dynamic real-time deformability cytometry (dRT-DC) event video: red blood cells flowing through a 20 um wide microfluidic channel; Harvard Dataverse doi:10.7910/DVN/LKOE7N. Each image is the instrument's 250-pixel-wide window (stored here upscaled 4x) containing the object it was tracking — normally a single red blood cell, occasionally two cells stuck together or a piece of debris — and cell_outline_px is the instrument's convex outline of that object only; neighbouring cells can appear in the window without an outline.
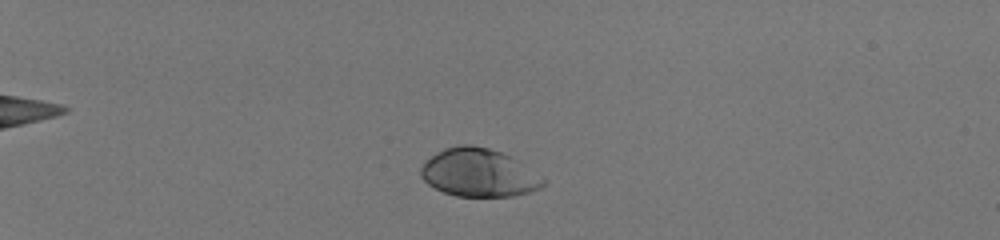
{"species": "human", "species_latin": "Homo sapiens", "temperature_condition": "room temperature", "stored_images_in_passage": 48, "camera_frame_rate_fps": 3000, "um_per_image_px": 0.085, "donor": {"sex": "male"}, "frame": {"image": 1, "passage_image": 10, "time_ms": 3.0, "image_size_px": [1000, 240], "cell_outline_px": [[544, 184], [528, 192], [512, 196], [456, 196], [444, 192], [428, 184], [420, 176], [420, 168], [436, 152], [444, 148], [460, 144], [472, 144], [488, 148], [500, 152], [508, 156], [544, 180]], "centroid_in_image_um": [40.6, 14.68], "position_along_channel_um": 44.4, "area_um2": 33.41}}
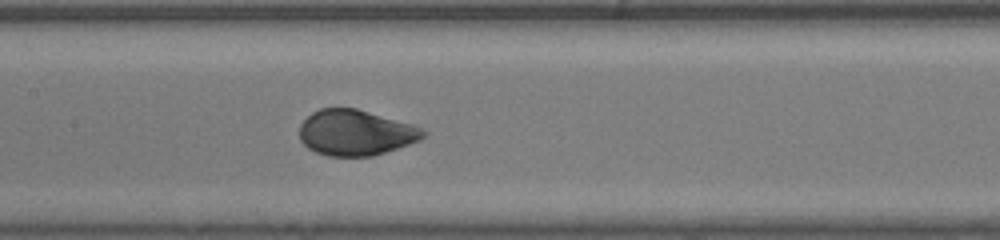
{"frame": {"image": 2, "passage_image": 26, "time_ms": 8.333, "image_size_px": [1000, 240], "cell_outline_px": [[428, 132], [420, 140], [372, 156], [328, 156], [316, 152], [308, 148], [300, 140], [300, 124], [312, 112], [320, 108], [356, 108], [412, 124], [424, 128]], "centroid_in_image_um": [30.23, 11.27], "position_along_channel_um": 177.2, "area_um2": 32.83}}
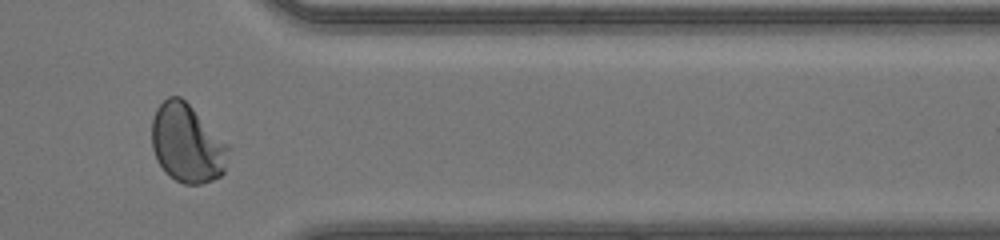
{"frame": {"image": 3, "passage_image": 42, "time_ms": 13.667, "image_size_px": [1000, 240], "cell_outline_px": [[228, 148], [224, 172], [220, 176], [212, 180], [200, 184], [184, 184], [176, 180], [164, 172], [156, 160], [152, 148], [152, 120], [156, 108], [168, 96], [180, 96], [228, 144]], "centroid_in_image_um": [15.86, 12.2], "position_along_channel_um": 395.5, "area_um2": 34.74}, "authors_computed_cell_mechanics": {"area_um2": 33.7552, "velocity_mm_per_s": 4.1342, "shape_relaxation_time_tau1_ms": 2.477, "shape_relaxation_time_tau2_ms": null, "deformation_change_tau1": 0.1609, "deformation_change_tau2": null}}